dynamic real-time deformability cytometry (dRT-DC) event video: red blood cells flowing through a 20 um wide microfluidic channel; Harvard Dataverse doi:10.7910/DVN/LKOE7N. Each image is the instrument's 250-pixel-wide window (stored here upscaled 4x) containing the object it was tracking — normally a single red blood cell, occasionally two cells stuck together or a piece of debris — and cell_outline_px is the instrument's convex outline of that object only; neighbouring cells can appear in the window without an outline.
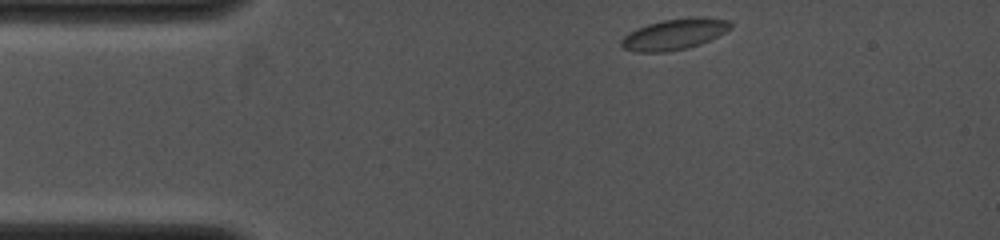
{"species": "common noctule bat (a hibernating species)", "species_latin": "Nyctalus noctula", "temperature_condition": "cold", "stored_images_in_passage": 7, "camera_frame_rate_fps": 4000, "um_per_image_px": 0.085, "animal": {"sex": "female", "body_mass_g": 19.0, "forearm_length_mm": 53.3}, "frame": {"image": 1, "passage_image": 1, "time_ms": 0.0, "image_size_px": [1000, 240], "cell_outline_px": [[732, 28], [700, 44], [688, 48], [668, 52], [636, 52], [624, 48], [620, 44], [620, 40], [628, 32], [636, 28], [648, 24], [664, 20], [688, 16], [704, 16], [728, 20], [732, 24]], "centroid_in_image_um": [57.31, 2.89], "position_along_channel_um": 27.7, "area_um2": 19.88}}
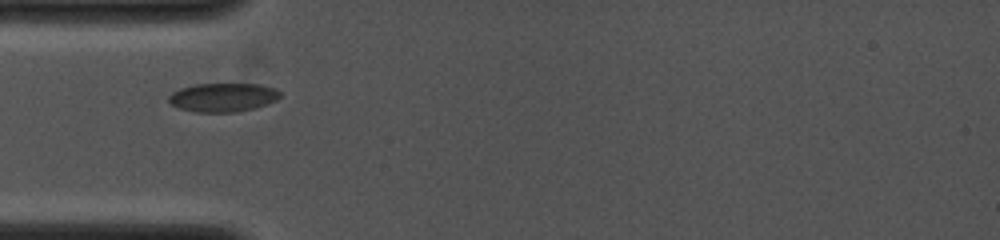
{"frame": {"image": 2, "passage_image": 5, "time_ms": 2.0, "image_size_px": [1000, 240], "cell_outline_px": [[280, 96], [276, 100], [268, 104], [236, 112], [196, 112], [180, 108], [172, 104], [168, 100], [168, 96], [172, 92], [180, 88], [196, 84], [260, 84], [276, 88], [280, 92]], "centroid_in_image_um": [18.96, 8.27], "position_along_channel_um": 66.0, "area_um2": 18.61}}
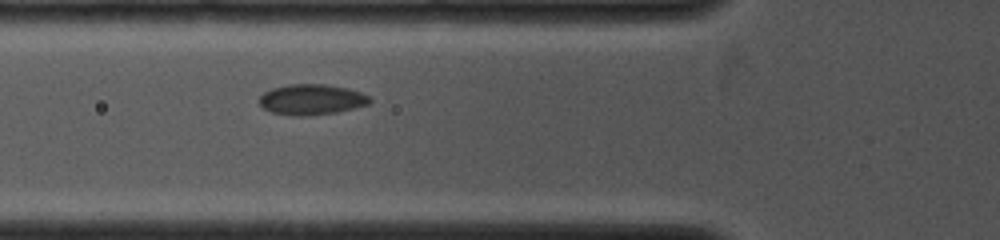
{"frame": {"image": 3, "passage_image": 7, "time_ms": 2.75, "image_size_px": [1000, 240], "cell_outline_px": [[372, 100], [368, 104], [356, 108], [336, 112], [308, 116], [288, 116], [272, 112], [264, 108], [260, 104], [260, 96], [264, 92], [272, 88], [288, 84], [328, 84], [348, 88], [360, 92], [368, 96]], "centroid_in_image_um": [26.48, 8.46], "position_along_channel_um": 99.3, "area_um2": 19.83}}